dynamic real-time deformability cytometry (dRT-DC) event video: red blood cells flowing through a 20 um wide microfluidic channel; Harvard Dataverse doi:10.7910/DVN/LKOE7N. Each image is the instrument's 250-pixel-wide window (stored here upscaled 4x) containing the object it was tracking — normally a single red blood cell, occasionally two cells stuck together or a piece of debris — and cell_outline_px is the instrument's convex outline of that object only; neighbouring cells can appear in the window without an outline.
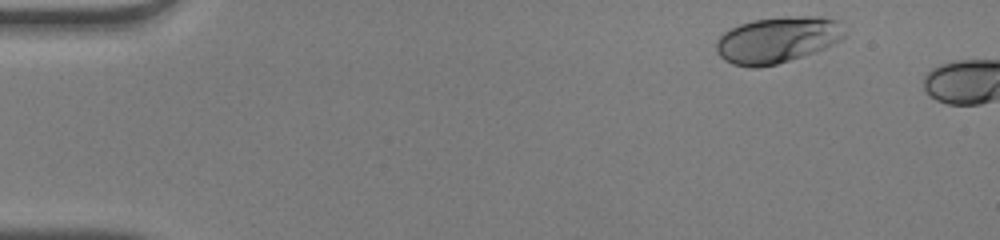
{"species": "human", "species_latin": "Homo sapiens", "temperature_condition": "warm", "stored_images_in_passage": 6, "camera_frame_rate_fps": 3000, "um_per_image_px": 0.085, "donor": {"sex": "male"}, "frame": {"image": 1, "passage_image": 3, "time_ms": 0.667, "image_size_px": [1000, 240], "cell_outline_px": [[848, 32], [840, 40], [816, 52], [776, 64], [760, 68], [748, 68], [732, 64], [724, 60], [716, 52], [716, 40], [724, 32], [740, 24], [752, 20], [784, 16], [820, 16], [836, 20]], "centroid_in_image_um": [66.07, 3.39], "position_along_channel_um": 18.9, "area_um2": 34.91}}